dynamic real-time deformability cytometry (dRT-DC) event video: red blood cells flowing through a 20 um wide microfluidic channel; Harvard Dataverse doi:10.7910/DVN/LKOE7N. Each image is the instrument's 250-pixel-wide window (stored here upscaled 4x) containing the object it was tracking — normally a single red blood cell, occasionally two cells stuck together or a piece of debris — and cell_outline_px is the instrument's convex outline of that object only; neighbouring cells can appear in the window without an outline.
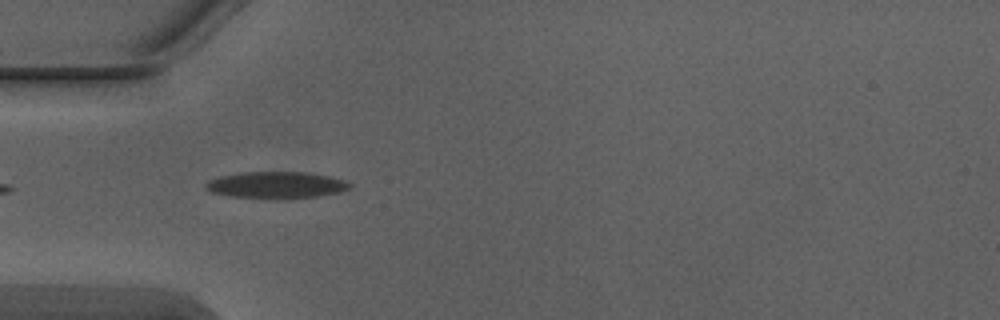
{"species": "Egyptian fruit bat (a non-hibernating species)", "species_latin": "Rousettus aegyptiacus", "temperature_condition": "warm", "stored_images_in_passage": 3, "camera_frame_rate_fps": 3000, "um_per_image_px": 0.085, "animal": {"sex": "male"}, "frame": {"image": 1, "passage_image": 1, "time_ms": 0.0, "image_size_px": [1000, 320], "cell_outline_px": [[352, 184], [348, 188], [340, 192], [316, 196], [280, 200], [276, 200], [228, 196], [212, 192], [204, 188], [204, 184], [208, 180], [220, 176], [240, 172], [308, 172], [328, 176], [344, 180]], "centroid_in_image_um": [23.43, 15.74], "position_along_channel_um": 61.6, "area_um2": 22.77}}
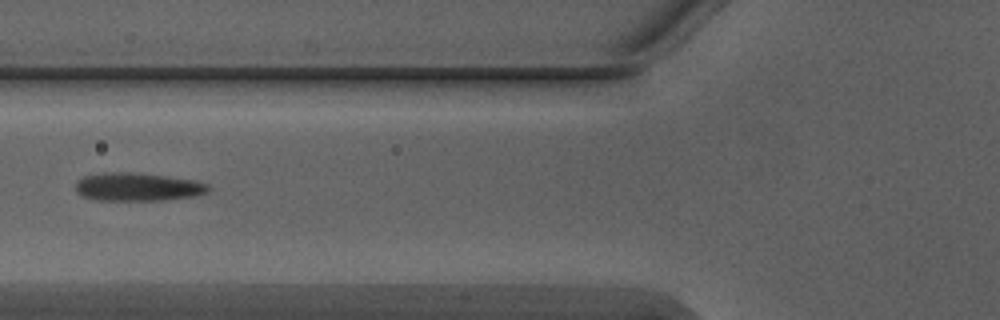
{"frame": {"image": 2, "passage_image": 2, "time_ms": 0.333, "image_size_px": [1000, 320], "cell_outline_px": [[212, 188], [208, 192], [196, 196], [164, 200], [96, 200], [84, 196], [76, 192], [76, 180], [84, 176], [100, 172], [136, 172], [196, 180], [208, 184]], "centroid_in_image_um": [11.72, 15.87], "position_along_channel_um": 114.1, "area_um2": 22.14}}
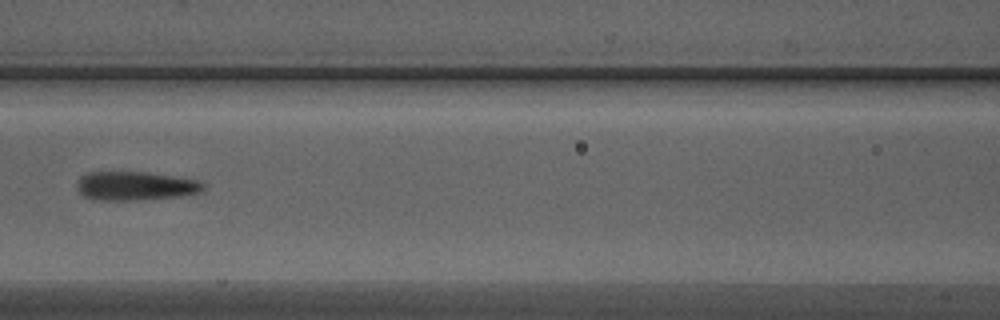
{"frame": {"image": 3, "passage_image": 3, "time_ms": 0.667, "image_size_px": [1000, 320], "cell_outline_px": [[204, 192], [180, 196], [132, 200], [96, 200], [84, 196], [80, 192], [76, 184], [76, 180], [80, 176], [88, 172], [148, 172], [196, 180], [204, 184]], "centroid_in_image_um": [11.48, 15.8], "position_along_channel_um": 155.1, "area_um2": 21.21}}